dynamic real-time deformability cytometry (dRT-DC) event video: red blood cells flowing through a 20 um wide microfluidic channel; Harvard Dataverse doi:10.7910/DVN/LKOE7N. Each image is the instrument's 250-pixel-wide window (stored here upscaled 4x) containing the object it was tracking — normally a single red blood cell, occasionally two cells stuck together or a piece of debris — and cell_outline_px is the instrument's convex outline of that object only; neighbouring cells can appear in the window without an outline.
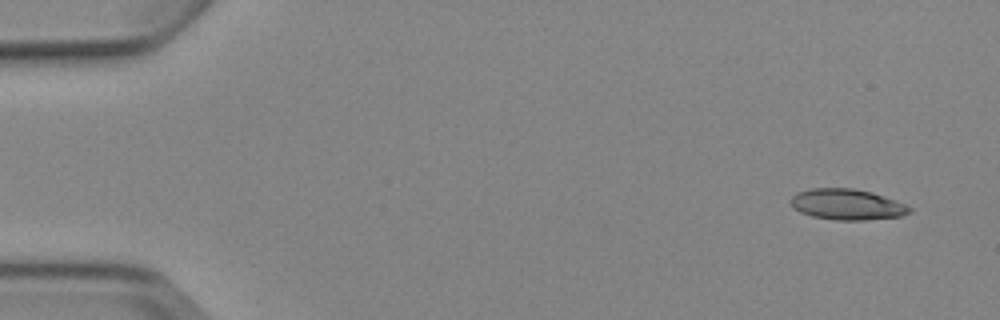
{"species": "Egyptian fruit bat (a non-hibernating species)", "species_latin": "Rousettus aegyptiacus", "temperature_condition": "cold", "stored_images_in_passage": 7, "camera_frame_rate_fps": 3000, "um_per_image_px": 0.085, "animal": {"sex": "female"}, "frame": {"image": 1, "passage_image": 1, "time_ms": 0.0, "image_size_px": [1000, 320], "cell_outline_px": [[912, 212], [900, 216], [864, 220], [836, 220], [812, 216], [800, 212], [792, 204], [792, 196], [796, 192], [812, 188], [852, 188], [872, 192], [896, 200], [912, 208]], "centroid_in_image_um": [72.02, 17.37], "position_along_channel_um": 13.0, "area_um2": 21.21}}
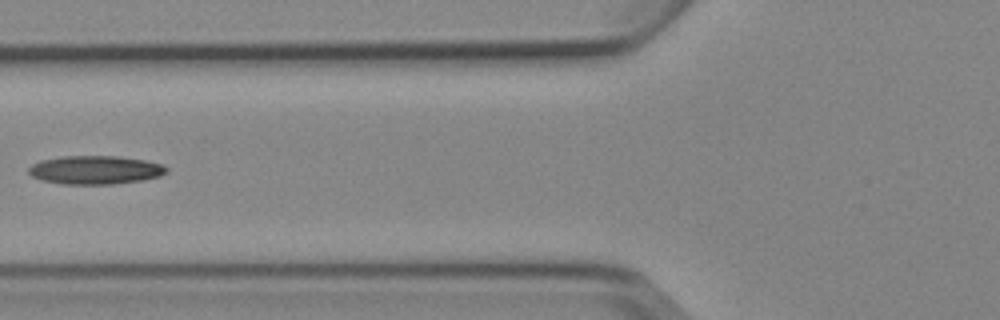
{"frame": {"image": 2, "passage_image": 6, "time_ms": 6.0, "image_size_px": [1000, 320], "cell_outline_px": [[168, 172], [160, 176], [144, 180], [112, 184], [64, 184], [40, 180], [32, 176], [28, 172], [28, 168], [32, 164], [40, 160], [64, 156], [116, 156], [144, 160], [160, 164], [168, 168]], "centroid_in_image_um": [8.08, 14.45], "position_along_channel_um": 117.7, "area_um2": 22.95}}
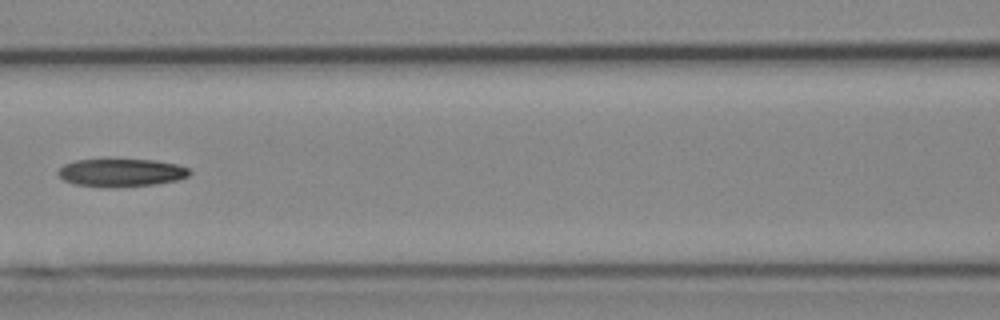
{"frame": {"image": 3, "passage_image": 7, "time_ms": 7.0, "image_size_px": [1000, 320], "cell_outline_px": [[192, 172], [188, 176], [176, 180], [152, 184], [100, 188], [72, 184], [64, 180], [56, 172], [64, 164], [76, 160], [152, 160], [176, 164], [188, 168]], "centroid_in_image_um": [10.25, 14.68], "position_along_channel_um": 156.3, "area_um2": 21.21}}